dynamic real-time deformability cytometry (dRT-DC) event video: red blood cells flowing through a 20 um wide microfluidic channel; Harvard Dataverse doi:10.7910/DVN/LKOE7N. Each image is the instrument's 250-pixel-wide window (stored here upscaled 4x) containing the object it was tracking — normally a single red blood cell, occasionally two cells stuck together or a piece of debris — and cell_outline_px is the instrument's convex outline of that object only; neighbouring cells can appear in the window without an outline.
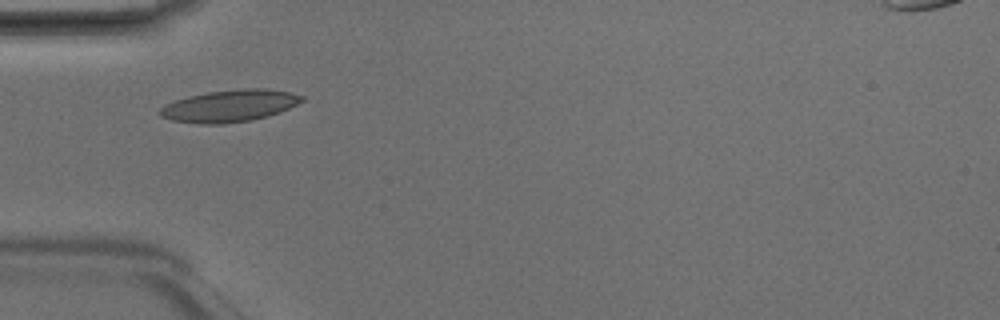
{"species": "Egyptian fruit bat (a non-hibernating species)", "species_latin": "Rousettus aegyptiacus", "temperature_condition": "room temperature", "stored_images_in_passage": 3, "camera_frame_rate_fps": 3000, "um_per_image_px": 0.085, "animal": {"sex": "male"}, "frame": {"image": 1, "passage_image": 3, "time_ms": 0.667, "image_size_px": [1000, 320], "cell_outline_px": [[304, 100], [280, 112], [268, 116], [248, 120], [224, 124], [200, 124], [172, 120], [160, 116], [156, 112], [164, 104], [188, 96], [208, 92], [244, 88], [264, 88], [288, 92], [304, 96]], "centroid_in_image_um": [19.47, 9.0], "position_along_channel_um": 65.5, "area_um2": 26.41}}